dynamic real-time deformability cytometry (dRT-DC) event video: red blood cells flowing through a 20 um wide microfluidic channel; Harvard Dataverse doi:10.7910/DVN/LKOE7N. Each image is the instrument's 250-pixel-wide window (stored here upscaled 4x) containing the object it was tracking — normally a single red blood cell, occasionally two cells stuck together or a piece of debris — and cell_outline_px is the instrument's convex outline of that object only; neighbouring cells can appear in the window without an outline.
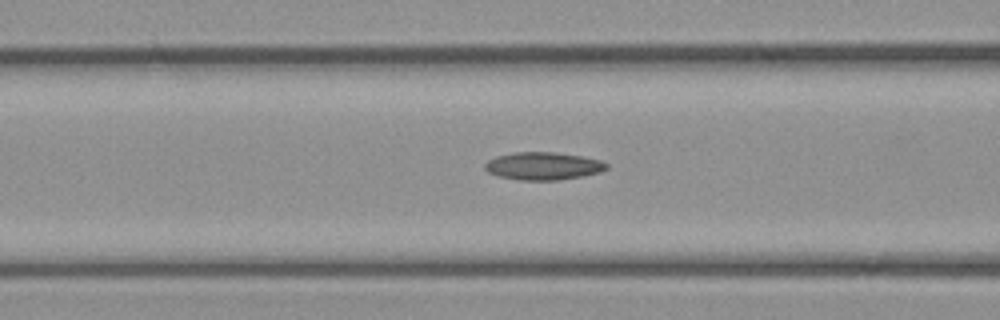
{"species": "common noctule bat (a hibernating species)", "species_latin": "Nyctalus noctula", "temperature_condition": "cold", "stored_images_in_passage": 38, "camera_frame_rate_fps": 3000, "um_per_image_px": 0.085, "animal": {"sex": "female", "body_mass_g": 21.9}, "frame": {"image": 1, "passage_image": 18, "time_ms": 5.667, "image_size_px": [1000, 320], "cell_outline_px": [[608, 168], [600, 172], [584, 176], [556, 180], [520, 180], [496, 176], [488, 172], [484, 168], [484, 164], [488, 160], [496, 156], [512, 152], [556, 152], [580, 156], [600, 160], [608, 164]], "centroid_in_image_um": [46.14, 14.11], "position_along_channel_um": 120.5, "area_um2": 19.77}}
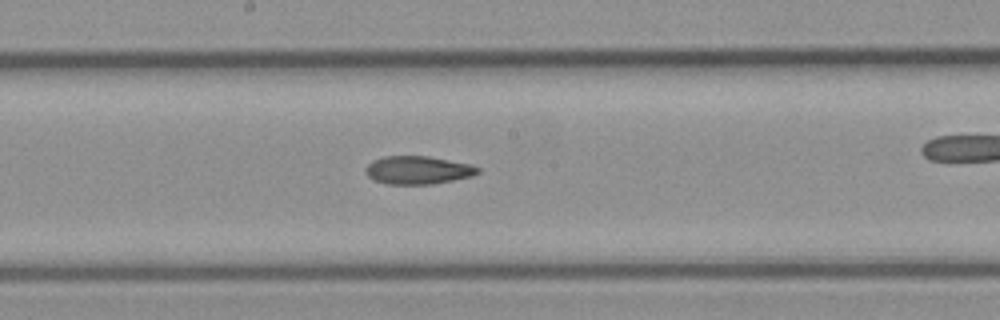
{"frame": {"image": 2, "passage_image": 25, "time_ms": 8.0, "image_size_px": [1000, 320], "cell_outline_px": [[480, 172], [472, 176], [432, 184], [388, 184], [372, 180], [364, 172], [364, 168], [372, 160], [384, 156], [428, 156], [472, 164], [480, 168]], "centroid_in_image_um": [35.5, 14.45], "position_along_channel_um": 212.7, "area_um2": 18.55}}
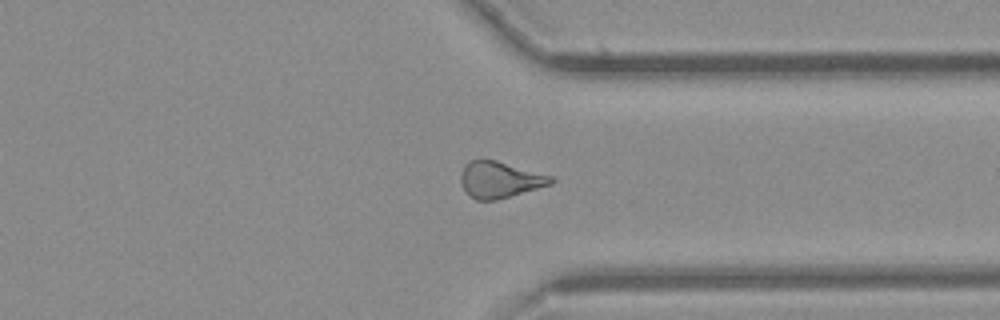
{"frame": {"image": 3, "passage_image": 37, "time_ms": 12.0, "image_size_px": [1000, 320], "cell_outline_px": [[556, 180], [552, 184], [496, 200], [476, 200], [468, 196], [460, 180], [460, 172], [464, 164], [468, 160], [496, 160], [552, 176]], "centroid_in_image_um": [42.45, 15.27], "position_along_channel_um": 368.9, "area_um2": 19.13}, "authors_computed_cell_mechanics": {"area_um2": 19.1029, "velocity_mm_per_s": 3.9345, "shape_relaxation_time_tau1_ms": null, "shape_relaxation_time_tau2_ms": 6.2497, "deformation_change_tau1": null, "deformation_change_tau2": 0.1521}}